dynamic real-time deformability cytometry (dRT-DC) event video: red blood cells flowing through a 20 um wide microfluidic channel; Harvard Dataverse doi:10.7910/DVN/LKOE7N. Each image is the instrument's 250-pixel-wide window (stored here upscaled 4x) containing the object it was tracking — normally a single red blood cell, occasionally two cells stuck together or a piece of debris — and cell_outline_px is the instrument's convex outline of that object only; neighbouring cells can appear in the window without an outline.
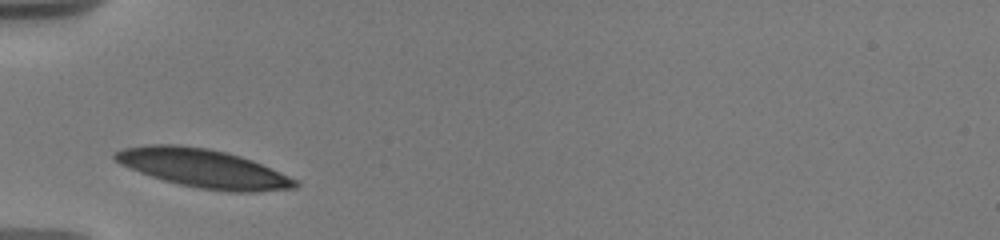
{"species": "human", "species_latin": "Homo sapiens", "temperature_condition": "warm", "stored_images_in_passage": 13, "camera_frame_rate_fps": 3000, "um_per_image_px": 0.085, "donor": {"sex": "male"}, "frame": {"image": 1, "passage_image": 1, "time_ms": 0.0, "image_size_px": [1000, 240], "cell_outline_px": [[300, 184], [296, 188], [256, 192], [232, 192], [200, 188], [180, 184], [164, 180], [140, 172], [120, 164], [112, 156], [112, 152], [124, 148], [148, 144], [176, 144], [208, 148], [240, 156], [252, 160], [288, 176], [296, 180]], "centroid_in_image_um": [17.26, 14.3], "position_along_channel_um": 67.7, "area_um2": 40.17}}
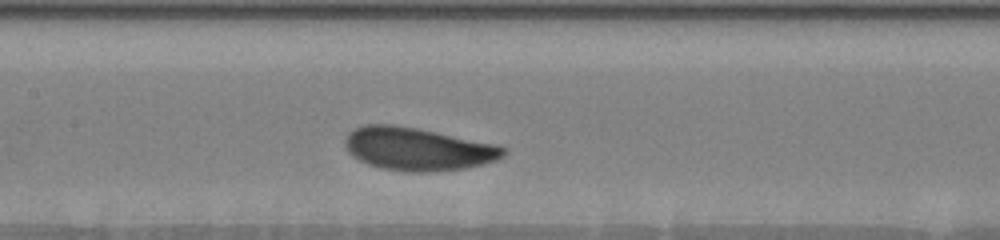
{"frame": {"image": 2, "passage_image": 6, "time_ms": 3.0, "image_size_px": [1000, 240], "cell_outline_px": [[508, 152], [504, 156], [496, 160], [484, 164], [464, 168], [428, 172], [408, 172], [384, 168], [368, 164], [352, 156], [348, 152], [344, 144], [344, 140], [348, 132], [364, 124], [392, 124], [416, 128], [496, 144], [508, 148]], "centroid_in_image_um": [35.51, 12.66], "position_along_channel_um": 171.9, "area_um2": 39.65}}
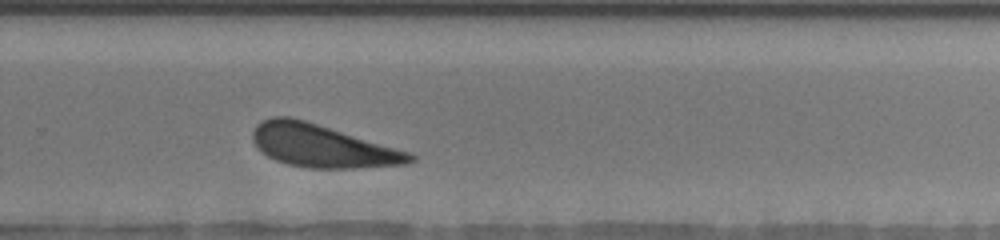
{"frame": {"image": 3, "passage_image": 13, "time_ms": 6.667, "image_size_px": [1000, 240], "cell_outline_px": [[416, 160], [408, 164], [356, 168], [308, 168], [288, 164], [276, 160], [268, 156], [252, 140], [252, 132], [256, 124], [260, 120], [272, 116], [288, 116], [304, 120], [408, 152], [416, 156]], "centroid_in_image_um": [27.36, 12.4], "position_along_channel_um": 302.4, "area_um2": 38.67}}